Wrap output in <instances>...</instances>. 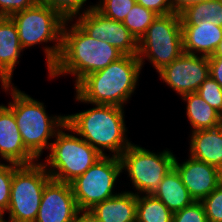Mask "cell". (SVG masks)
Wrapping results in <instances>:
<instances>
[{
  "mask_svg": "<svg viewBox=\"0 0 222 222\" xmlns=\"http://www.w3.org/2000/svg\"><path fill=\"white\" fill-rule=\"evenodd\" d=\"M122 56L123 54L108 42L93 39L73 20H69L63 26L58 60L48 75L52 79L71 74L75 78V88L87 75L106 68Z\"/></svg>",
  "mask_w": 222,
  "mask_h": 222,
  "instance_id": "obj_1",
  "label": "cell"
},
{
  "mask_svg": "<svg viewBox=\"0 0 222 222\" xmlns=\"http://www.w3.org/2000/svg\"><path fill=\"white\" fill-rule=\"evenodd\" d=\"M138 56L123 55L106 68L87 75L74 89L83 104L114 105L124 108L139 84Z\"/></svg>",
  "mask_w": 222,
  "mask_h": 222,
  "instance_id": "obj_2",
  "label": "cell"
},
{
  "mask_svg": "<svg viewBox=\"0 0 222 222\" xmlns=\"http://www.w3.org/2000/svg\"><path fill=\"white\" fill-rule=\"evenodd\" d=\"M3 91L11 95L8 107L13 111L25 148L41 160L43 151L50 149V139L66 124V115L47 114L45 103L17 89V86L1 81Z\"/></svg>",
  "mask_w": 222,
  "mask_h": 222,
  "instance_id": "obj_3",
  "label": "cell"
},
{
  "mask_svg": "<svg viewBox=\"0 0 222 222\" xmlns=\"http://www.w3.org/2000/svg\"><path fill=\"white\" fill-rule=\"evenodd\" d=\"M93 108L67 114L66 124L102 156L120 157L132 141L127 138L124 108L114 105L91 104ZM95 106V107H94ZM113 153V154H112Z\"/></svg>",
  "mask_w": 222,
  "mask_h": 222,
  "instance_id": "obj_4",
  "label": "cell"
},
{
  "mask_svg": "<svg viewBox=\"0 0 222 222\" xmlns=\"http://www.w3.org/2000/svg\"><path fill=\"white\" fill-rule=\"evenodd\" d=\"M17 26L19 42L23 50L43 43L48 72L58 60L65 20L49 6L39 1L30 8L10 16Z\"/></svg>",
  "mask_w": 222,
  "mask_h": 222,
  "instance_id": "obj_5",
  "label": "cell"
},
{
  "mask_svg": "<svg viewBox=\"0 0 222 222\" xmlns=\"http://www.w3.org/2000/svg\"><path fill=\"white\" fill-rule=\"evenodd\" d=\"M49 151L41 163L53 180L65 183L82 175L102 157L67 124L56 133Z\"/></svg>",
  "mask_w": 222,
  "mask_h": 222,
  "instance_id": "obj_6",
  "label": "cell"
},
{
  "mask_svg": "<svg viewBox=\"0 0 222 222\" xmlns=\"http://www.w3.org/2000/svg\"><path fill=\"white\" fill-rule=\"evenodd\" d=\"M183 53L181 18L177 13L158 15L138 41L141 68L146 59L157 73Z\"/></svg>",
  "mask_w": 222,
  "mask_h": 222,
  "instance_id": "obj_7",
  "label": "cell"
},
{
  "mask_svg": "<svg viewBox=\"0 0 222 222\" xmlns=\"http://www.w3.org/2000/svg\"><path fill=\"white\" fill-rule=\"evenodd\" d=\"M41 162L20 165L13 173L10 202L5 222H35L40 207L43 189L51 180Z\"/></svg>",
  "mask_w": 222,
  "mask_h": 222,
  "instance_id": "obj_8",
  "label": "cell"
},
{
  "mask_svg": "<svg viewBox=\"0 0 222 222\" xmlns=\"http://www.w3.org/2000/svg\"><path fill=\"white\" fill-rule=\"evenodd\" d=\"M164 149L153 152L132 143L120 156L122 172L132 183L136 195H150L155 192L163 177L174 168L175 154Z\"/></svg>",
  "mask_w": 222,
  "mask_h": 222,
  "instance_id": "obj_9",
  "label": "cell"
},
{
  "mask_svg": "<svg viewBox=\"0 0 222 222\" xmlns=\"http://www.w3.org/2000/svg\"><path fill=\"white\" fill-rule=\"evenodd\" d=\"M120 157L104 155L82 175L70 182L78 209L90 210L96 204L116 196L115 183L121 176Z\"/></svg>",
  "mask_w": 222,
  "mask_h": 222,
  "instance_id": "obj_10",
  "label": "cell"
},
{
  "mask_svg": "<svg viewBox=\"0 0 222 222\" xmlns=\"http://www.w3.org/2000/svg\"><path fill=\"white\" fill-rule=\"evenodd\" d=\"M73 21L88 36L108 42L123 55H138V41L124 24L104 16L96 8L76 17Z\"/></svg>",
  "mask_w": 222,
  "mask_h": 222,
  "instance_id": "obj_11",
  "label": "cell"
},
{
  "mask_svg": "<svg viewBox=\"0 0 222 222\" xmlns=\"http://www.w3.org/2000/svg\"><path fill=\"white\" fill-rule=\"evenodd\" d=\"M158 74L163 83L179 96L196 92L210 76L208 57L184 52Z\"/></svg>",
  "mask_w": 222,
  "mask_h": 222,
  "instance_id": "obj_12",
  "label": "cell"
},
{
  "mask_svg": "<svg viewBox=\"0 0 222 222\" xmlns=\"http://www.w3.org/2000/svg\"><path fill=\"white\" fill-rule=\"evenodd\" d=\"M78 210L70 183L51 179L43 189L35 222H73Z\"/></svg>",
  "mask_w": 222,
  "mask_h": 222,
  "instance_id": "obj_13",
  "label": "cell"
},
{
  "mask_svg": "<svg viewBox=\"0 0 222 222\" xmlns=\"http://www.w3.org/2000/svg\"><path fill=\"white\" fill-rule=\"evenodd\" d=\"M188 157L182 163L175 157L174 168L194 201H202L222 182V171L206 162Z\"/></svg>",
  "mask_w": 222,
  "mask_h": 222,
  "instance_id": "obj_14",
  "label": "cell"
},
{
  "mask_svg": "<svg viewBox=\"0 0 222 222\" xmlns=\"http://www.w3.org/2000/svg\"><path fill=\"white\" fill-rule=\"evenodd\" d=\"M0 156L4 162L31 165L38 160L25 148L13 111L0 104Z\"/></svg>",
  "mask_w": 222,
  "mask_h": 222,
  "instance_id": "obj_15",
  "label": "cell"
},
{
  "mask_svg": "<svg viewBox=\"0 0 222 222\" xmlns=\"http://www.w3.org/2000/svg\"><path fill=\"white\" fill-rule=\"evenodd\" d=\"M181 26L185 53L209 57L222 41V27L204 19L195 25Z\"/></svg>",
  "mask_w": 222,
  "mask_h": 222,
  "instance_id": "obj_16",
  "label": "cell"
},
{
  "mask_svg": "<svg viewBox=\"0 0 222 222\" xmlns=\"http://www.w3.org/2000/svg\"><path fill=\"white\" fill-rule=\"evenodd\" d=\"M189 156L222 171V124L215 128L191 132Z\"/></svg>",
  "mask_w": 222,
  "mask_h": 222,
  "instance_id": "obj_17",
  "label": "cell"
},
{
  "mask_svg": "<svg viewBox=\"0 0 222 222\" xmlns=\"http://www.w3.org/2000/svg\"><path fill=\"white\" fill-rule=\"evenodd\" d=\"M22 49L16 24L10 17L0 22V80L12 83L13 72L21 58Z\"/></svg>",
  "mask_w": 222,
  "mask_h": 222,
  "instance_id": "obj_18",
  "label": "cell"
},
{
  "mask_svg": "<svg viewBox=\"0 0 222 222\" xmlns=\"http://www.w3.org/2000/svg\"><path fill=\"white\" fill-rule=\"evenodd\" d=\"M101 222H136L137 195L121 191L90 209Z\"/></svg>",
  "mask_w": 222,
  "mask_h": 222,
  "instance_id": "obj_19",
  "label": "cell"
},
{
  "mask_svg": "<svg viewBox=\"0 0 222 222\" xmlns=\"http://www.w3.org/2000/svg\"><path fill=\"white\" fill-rule=\"evenodd\" d=\"M152 195L160 199L172 213L180 211L194 202L175 168H172L163 177Z\"/></svg>",
  "mask_w": 222,
  "mask_h": 222,
  "instance_id": "obj_20",
  "label": "cell"
},
{
  "mask_svg": "<svg viewBox=\"0 0 222 222\" xmlns=\"http://www.w3.org/2000/svg\"><path fill=\"white\" fill-rule=\"evenodd\" d=\"M186 102V116L193 132L215 128L222 124V115L208 105L196 92L181 96Z\"/></svg>",
  "mask_w": 222,
  "mask_h": 222,
  "instance_id": "obj_21",
  "label": "cell"
},
{
  "mask_svg": "<svg viewBox=\"0 0 222 222\" xmlns=\"http://www.w3.org/2000/svg\"><path fill=\"white\" fill-rule=\"evenodd\" d=\"M181 25H195L202 21L222 27V0H207L191 5L180 13Z\"/></svg>",
  "mask_w": 222,
  "mask_h": 222,
  "instance_id": "obj_22",
  "label": "cell"
},
{
  "mask_svg": "<svg viewBox=\"0 0 222 222\" xmlns=\"http://www.w3.org/2000/svg\"><path fill=\"white\" fill-rule=\"evenodd\" d=\"M173 213L158 198L150 195H137L136 222H172Z\"/></svg>",
  "mask_w": 222,
  "mask_h": 222,
  "instance_id": "obj_23",
  "label": "cell"
},
{
  "mask_svg": "<svg viewBox=\"0 0 222 222\" xmlns=\"http://www.w3.org/2000/svg\"><path fill=\"white\" fill-rule=\"evenodd\" d=\"M157 17L158 14L136 3L122 23L139 41Z\"/></svg>",
  "mask_w": 222,
  "mask_h": 222,
  "instance_id": "obj_24",
  "label": "cell"
},
{
  "mask_svg": "<svg viewBox=\"0 0 222 222\" xmlns=\"http://www.w3.org/2000/svg\"><path fill=\"white\" fill-rule=\"evenodd\" d=\"M40 3L49 6L65 21L74 20L76 17L92 10L95 5L86 6L87 0H39Z\"/></svg>",
  "mask_w": 222,
  "mask_h": 222,
  "instance_id": "obj_25",
  "label": "cell"
},
{
  "mask_svg": "<svg viewBox=\"0 0 222 222\" xmlns=\"http://www.w3.org/2000/svg\"><path fill=\"white\" fill-rule=\"evenodd\" d=\"M96 3L95 8L104 16L123 22L136 0H99Z\"/></svg>",
  "mask_w": 222,
  "mask_h": 222,
  "instance_id": "obj_26",
  "label": "cell"
},
{
  "mask_svg": "<svg viewBox=\"0 0 222 222\" xmlns=\"http://www.w3.org/2000/svg\"><path fill=\"white\" fill-rule=\"evenodd\" d=\"M1 162L0 160V218L4 219L10 202L13 173L20 165L10 162Z\"/></svg>",
  "mask_w": 222,
  "mask_h": 222,
  "instance_id": "obj_27",
  "label": "cell"
},
{
  "mask_svg": "<svg viewBox=\"0 0 222 222\" xmlns=\"http://www.w3.org/2000/svg\"><path fill=\"white\" fill-rule=\"evenodd\" d=\"M196 93L222 115V87L211 76L200 85Z\"/></svg>",
  "mask_w": 222,
  "mask_h": 222,
  "instance_id": "obj_28",
  "label": "cell"
},
{
  "mask_svg": "<svg viewBox=\"0 0 222 222\" xmlns=\"http://www.w3.org/2000/svg\"><path fill=\"white\" fill-rule=\"evenodd\" d=\"M201 202L208 222H222V182Z\"/></svg>",
  "mask_w": 222,
  "mask_h": 222,
  "instance_id": "obj_29",
  "label": "cell"
},
{
  "mask_svg": "<svg viewBox=\"0 0 222 222\" xmlns=\"http://www.w3.org/2000/svg\"><path fill=\"white\" fill-rule=\"evenodd\" d=\"M172 222H208L202 202L194 201L189 206L173 213Z\"/></svg>",
  "mask_w": 222,
  "mask_h": 222,
  "instance_id": "obj_30",
  "label": "cell"
},
{
  "mask_svg": "<svg viewBox=\"0 0 222 222\" xmlns=\"http://www.w3.org/2000/svg\"><path fill=\"white\" fill-rule=\"evenodd\" d=\"M39 0H0V14L10 17L12 14L33 7Z\"/></svg>",
  "mask_w": 222,
  "mask_h": 222,
  "instance_id": "obj_31",
  "label": "cell"
},
{
  "mask_svg": "<svg viewBox=\"0 0 222 222\" xmlns=\"http://www.w3.org/2000/svg\"><path fill=\"white\" fill-rule=\"evenodd\" d=\"M136 3L158 15L174 13L170 0H136Z\"/></svg>",
  "mask_w": 222,
  "mask_h": 222,
  "instance_id": "obj_32",
  "label": "cell"
},
{
  "mask_svg": "<svg viewBox=\"0 0 222 222\" xmlns=\"http://www.w3.org/2000/svg\"><path fill=\"white\" fill-rule=\"evenodd\" d=\"M210 76L222 87V57H208Z\"/></svg>",
  "mask_w": 222,
  "mask_h": 222,
  "instance_id": "obj_33",
  "label": "cell"
},
{
  "mask_svg": "<svg viewBox=\"0 0 222 222\" xmlns=\"http://www.w3.org/2000/svg\"><path fill=\"white\" fill-rule=\"evenodd\" d=\"M174 13L180 14L187 7L207 0H170Z\"/></svg>",
  "mask_w": 222,
  "mask_h": 222,
  "instance_id": "obj_34",
  "label": "cell"
},
{
  "mask_svg": "<svg viewBox=\"0 0 222 222\" xmlns=\"http://www.w3.org/2000/svg\"><path fill=\"white\" fill-rule=\"evenodd\" d=\"M73 222H101L91 210L79 209L75 214Z\"/></svg>",
  "mask_w": 222,
  "mask_h": 222,
  "instance_id": "obj_35",
  "label": "cell"
},
{
  "mask_svg": "<svg viewBox=\"0 0 222 222\" xmlns=\"http://www.w3.org/2000/svg\"><path fill=\"white\" fill-rule=\"evenodd\" d=\"M209 57H222V41L217 46L216 50L214 51V54Z\"/></svg>",
  "mask_w": 222,
  "mask_h": 222,
  "instance_id": "obj_36",
  "label": "cell"
},
{
  "mask_svg": "<svg viewBox=\"0 0 222 222\" xmlns=\"http://www.w3.org/2000/svg\"><path fill=\"white\" fill-rule=\"evenodd\" d=\"M5 18V16L0 14V22Z\"/></svg>",
  "mask_w": 222,
  "mask_h": 222,
  "instance_id": "obj_37",
  "label": "cell"
}]
</instances>
